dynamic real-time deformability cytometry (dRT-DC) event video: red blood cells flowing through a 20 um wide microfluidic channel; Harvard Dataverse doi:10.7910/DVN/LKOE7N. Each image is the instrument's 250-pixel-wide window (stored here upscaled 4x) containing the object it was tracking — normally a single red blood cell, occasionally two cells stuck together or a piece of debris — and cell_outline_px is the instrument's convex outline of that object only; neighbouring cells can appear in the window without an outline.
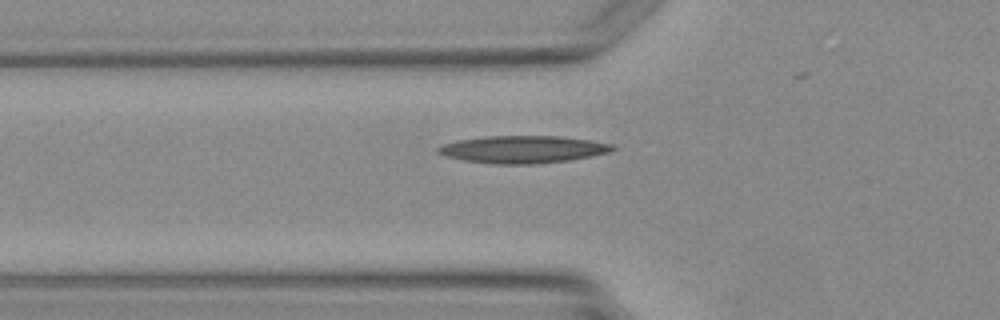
{"species": "Egyptian fruit bat (a non-hibernating species)", "species_latin": "Rousettus aegyptiacus", "temperature_condition": "warm", "stored_images_in_passage": 4, "segment_of_instrument_passage": [2, 2], "camera_frame_rate_fps": 3000, "um_per_image_px": 0.085, "animal": {"sex": "female"}, "frame": {"image": 1, "passage_image": 4, "time_ms": 4.333, "image_size_px": [1000, 320], "cell_outline_px": [[616, 148], [608, 152], [592, 156], [568, 160], [536, 164], [492, 164], [464, 160], [444, 156], [436, 152], [436, 148], [440, 144], [456, 140], [484, 136], [560, 136], [616, 144]], "centroid_in_image_um": [44.39, 12.69], "position_along_channel_um": 81.4, "area_um2": 28.09}}